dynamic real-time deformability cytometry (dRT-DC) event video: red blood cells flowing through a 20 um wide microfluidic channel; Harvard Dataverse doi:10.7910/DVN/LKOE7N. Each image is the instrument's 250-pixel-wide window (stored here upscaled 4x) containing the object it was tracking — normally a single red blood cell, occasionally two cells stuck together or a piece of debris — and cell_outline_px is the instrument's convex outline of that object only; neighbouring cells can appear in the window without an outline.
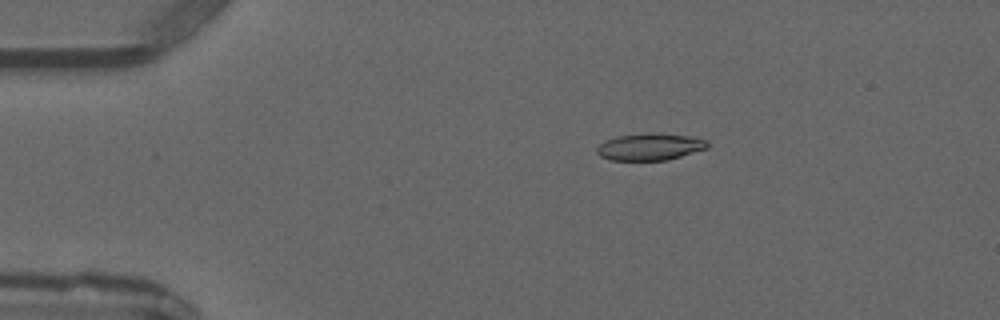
{"species": "common noctule bat (a hibernating species)", "species_latin": "Nyctalus noctula", "temperature_condition": "warm", "stored_images_in_passage": 4, "camera_frame_rate_fps": 3000, "um_per_image_px": 0.085, "animal": {"sex": "male", "forearm_length_mm": 52.5}, "frame": {"image": 1, "passage_image": 1, "time_ms": 0.0, "image_size_px": [1000, 320], "cell_outline_px": [[708, 148], [668, 160], [608, 160], [600, 156], [596, 152], [596, 148], [600, 144], [608, 140], [620, 136], [688, 136], [708, 140]], "centroid_in_image_um": [55.24, 12.55], "position_along_channel_um": 29.8, "area_um2": 16.3}}